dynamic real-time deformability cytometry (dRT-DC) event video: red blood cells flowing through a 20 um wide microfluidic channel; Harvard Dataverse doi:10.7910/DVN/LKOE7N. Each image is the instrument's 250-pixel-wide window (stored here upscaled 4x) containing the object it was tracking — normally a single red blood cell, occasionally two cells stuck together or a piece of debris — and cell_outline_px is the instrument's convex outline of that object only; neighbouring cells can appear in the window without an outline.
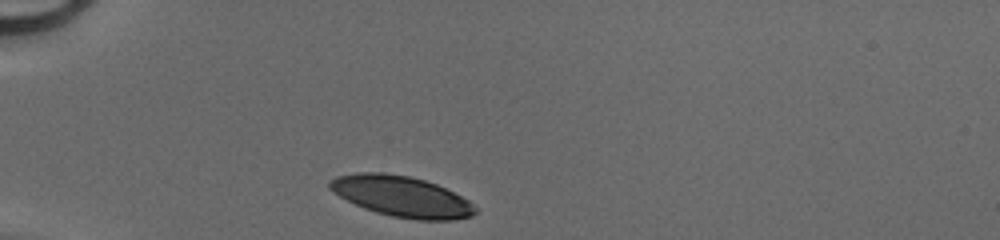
{"species": "human", "species_latin": "Homo sapiens", "temperature_condition": "cold", "stored_images_in_passage": 27, "camera_frame_rate_fps": 3000, "um_per_image_px": 0.085, "donor": {"sex": "male"}, "frame": {"image": 1, "passage_image": 1, "time_ms": 0.0, "image_size_px": [1000, 240], "cell_outline_px": [[476, 212], [472, 216], [456, 220], [416, 220], [392, 216], [376, 212], [364, 208], [332, 192], [328, 188], [328, 180], [336, 176], [356, 172], [384, 172], [408, 176], [424, 180], [436, 184], [468, 200], [476, 208]], "centroid_in_image_um": [34.1, 16.69], "position_along_channel_um": 50.9, "area_um2": 34.51}}
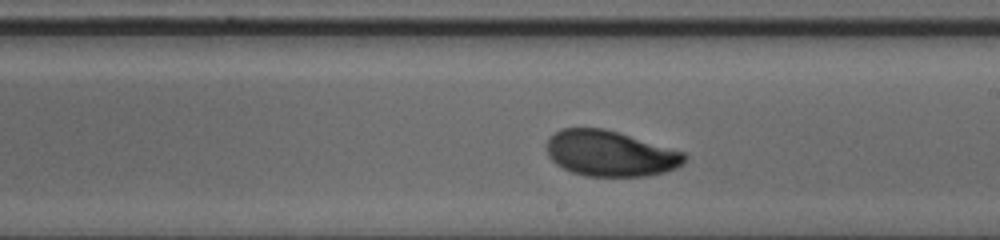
{"frame": {"image": 2, "passage_image": 16, "time_ms": 5.0, "image_size_px": [1000, 240], "cell_outline_px": [[688, 160], [684, 164], [676, 168], [664, 172], [648, 176], [584, 176], [572, 172], [556, 164], [548, 156], [548, 136], [560, 128], [604, 128], [684, 152], [688, 156]], "centroid_in_image_um": [51.88, 13.05], "position_along_channel_um": 237.1, "area_um2": 36.76}}
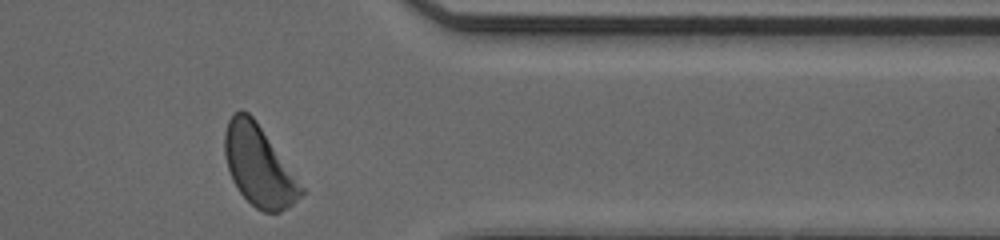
{"frame": {"image": 3, "passage_image": 27, "time_ms": 8.667, "image_size_px": [1000, 240], "cell_outline_px": [[304, 192], [292, 204], [280, 212], [264, 212], [256, 208], [240, 192], [232, 180], [228, 168], [224, 152], [224, 132], [228, 120], [240, 108], [248, 112], [256, 120], [304, 188]], "centroid_in_image_um": [21.97, 14.08], "position_along_channel_um": 389.4, "area_um2": 35.37}}